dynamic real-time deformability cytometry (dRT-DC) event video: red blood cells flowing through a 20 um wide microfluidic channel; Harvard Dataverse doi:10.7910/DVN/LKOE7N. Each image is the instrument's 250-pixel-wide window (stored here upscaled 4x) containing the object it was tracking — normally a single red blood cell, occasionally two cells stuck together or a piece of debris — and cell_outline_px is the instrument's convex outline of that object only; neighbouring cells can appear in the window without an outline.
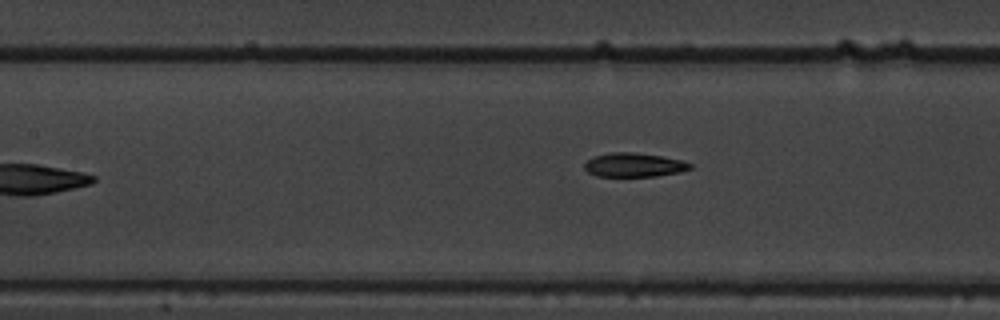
{"species": "common noctule bat (a hibernating species)", "species_latin": "Nyctalus noctula", "temperature_condition": "warm", "stored_images_in_passage": 8, "camera_frame_rate_fps": 3000, "um_per_image_px": 0.085, "animal": {"sex": "male", "body_mass_g": 19.5, "forearm_length_mm": 54.6}, "frame": {"image": 1, "passage_image": 8, "time_ms": 2.333, "image_size_px": [1000, 320], "cell_outline_px": [[692, 168], [680, 172], [656, 176], [596, 176], [588, 172], [584, 168], [584, 164], [592, 156], [608, 152], [632, 152], [660, 156], [684, 160], [692, 164]], "centroid_in_image_um": [53.88, 14.01], "position_along_channel_um": 153.5, "area_um2": 14.85}}